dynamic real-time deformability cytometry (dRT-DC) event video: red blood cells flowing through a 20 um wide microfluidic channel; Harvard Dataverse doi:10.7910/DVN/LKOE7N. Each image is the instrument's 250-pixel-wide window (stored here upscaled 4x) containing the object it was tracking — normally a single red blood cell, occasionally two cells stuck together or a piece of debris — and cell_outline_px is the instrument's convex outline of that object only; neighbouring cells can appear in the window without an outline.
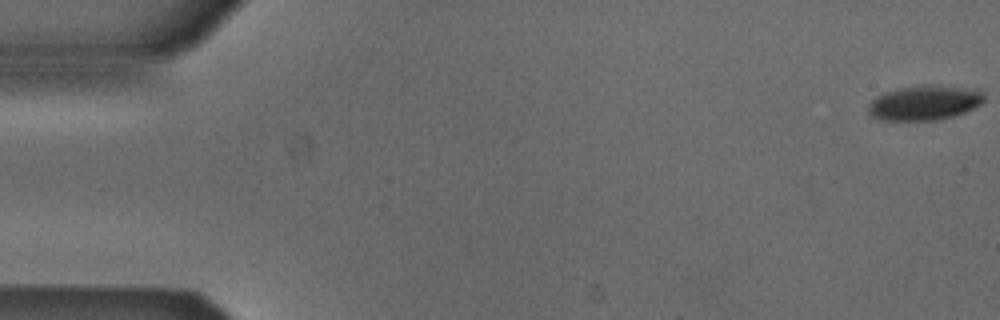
{"species": "Egyptian fruit bat (a non-hibernating species)", "species_latin": "Rousettus aegyptiacus", "temperature_condition": "cold", "stored_images_in_passage": 48, "camera_frame_rate_fps": 3000, "um_per_image_px": 0.085, "animal": {"sex": "male"}, "frame": {"image": 1, "passage_image": 1, "time_ms": 0.0, "image_size_px": [1000, 320], "cell_outline_px": [[984, 100], [980, 104], [964, 112], [952, 116], [936, 120], [880, 120], [872, 116], [868, 112], [868, 104], [876, 96], [884, 92], [896, 88], [924, 84], [928, 84], [980, 88], [984, 92]], "centroid_in_image_um": [78.59, 8.7], "position_along_channel_um": 6.4, "area_um2": 23.87}}
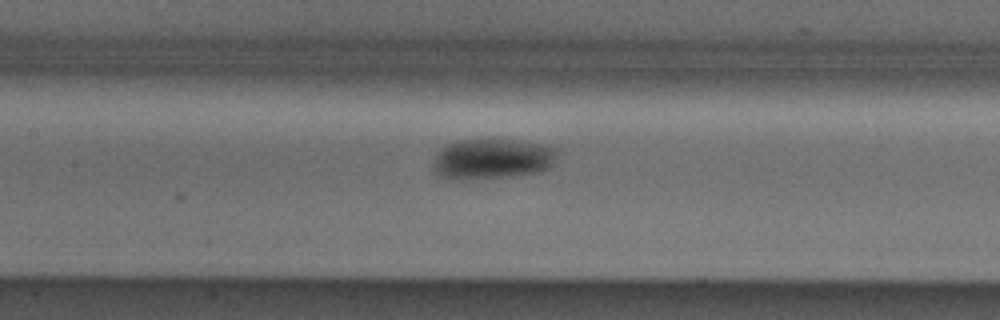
{"frame": {"image": 2, "passage_image": 25, "time_ms": 8.0, "image_size_px": [1000, 320], "cell_outline_px": [[560, 152], [552, 164], [548, 168], [540, 172], [512, 176], [468, 180], [448, 180], [440, 176], [436, 172], [432, 164], [440, 148], [448, 144], [460, 140], [492, 136], [548, 144], [560, 148]], "centroid_in_image_um": [41.89, 13.46], "position_along_channel_um": 165.5, "area_um2": 30.75}}
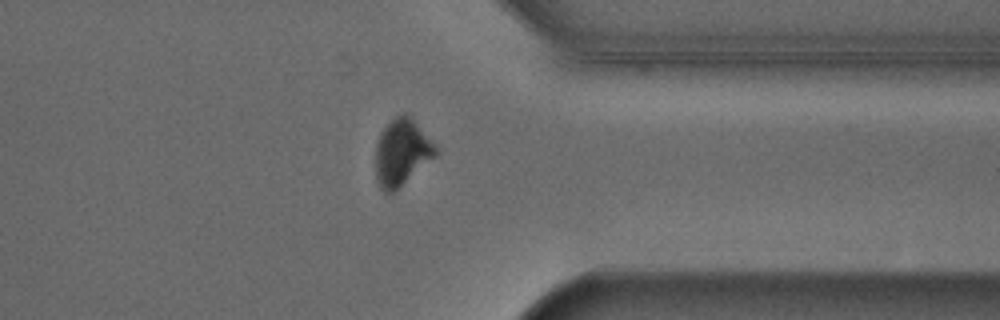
{"frame": {"image": 3, "passage_image": 42, "time_ms": 13.667, "image_size_px": [1000, 320], "cell_outline_px": [[436, 156], [392, 192], [384, 192], [380, 188], [376, 176], [376, 144], [380, 132], [396, 116], [404, 112], [412, 116], [436, 148]], "centroid_in_image_um": [34.13, 12.92], "position_along_channel_um": 377.3, "area_um2": 22.77}, "authors_computed_cell_mechanics": {"area_um2": 26.8192, "velocity_mm_per_s": 3.8619, "shape_relaxation_time_tau1_ms": 3.0505, "shape_relaxation_time_tau2_ms": null, "deformation_change_tau1": 0.0958, "deformation_change_tau2": null}}